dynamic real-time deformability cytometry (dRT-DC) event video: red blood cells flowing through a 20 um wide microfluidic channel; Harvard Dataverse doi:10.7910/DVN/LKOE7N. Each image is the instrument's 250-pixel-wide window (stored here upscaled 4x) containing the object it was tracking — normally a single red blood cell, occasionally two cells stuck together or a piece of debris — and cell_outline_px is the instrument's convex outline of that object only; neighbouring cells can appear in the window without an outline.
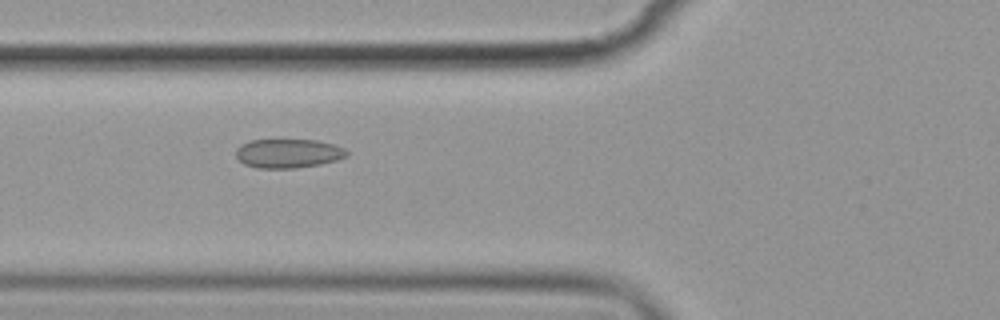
{"species": "common noctule bat (a hibernating species)", "species_latin": "Nyctalus noctula", "temperature_condition": "cold", "stored_images_in_passage": 9, "camera_frame_rate_fps": 3000, "um_per_image_px": 0.085, "animal": {"sex": "female", "body_mass_g": 19.9}, "frame": {"image": 1, "passage_image": 7, "time_ms": 7.0, "image_size_px": [1000, 320], "cell_outline_px": [[348, 156], [336, 160], [320, 164], [296, 168], [256, 168], [244, 164], [236, 156], [236, 148], [240, 144], [248, 140], [316, 140], [332, 144], [344, 148], [348, 152]], "centroid_in_image_um": [24.47, 13.04], "position_along_channel_um": 101.3, "area_um2": 18.79}}
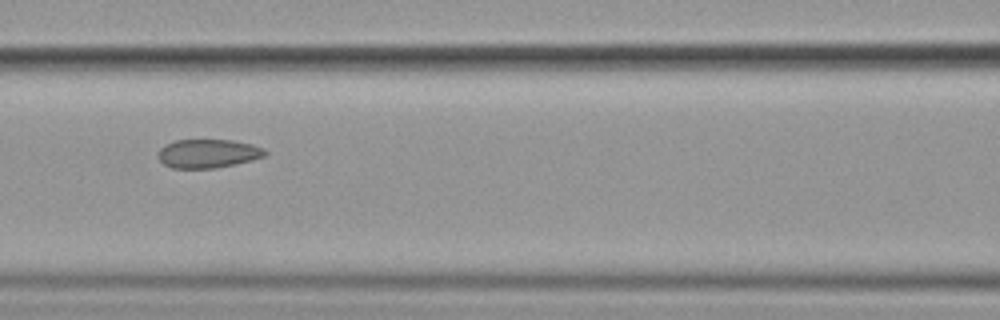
{"frame": {"image": 2, "passage_image": 8, "time_ms": 8.333, "image_size_px": [1000, 320], "cell_outline_px": [[268, 152], [264, 156], [252, 160], [216, 168], [172, 168], [164, 164], [156, 156], [156, 152], [164, 144], [176, 140], [232, 140], [252, 144], [264, 148]], "centroid_in_image_um": [17.65, 13.04], "position_along_channel_um": 149.0, "area_um2": 18.03}}
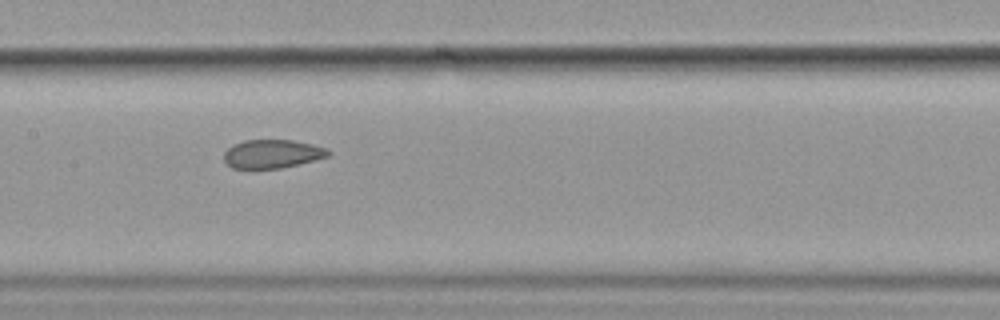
{"frame": {"image": 3, "passage_image": 9, "time_ms": 9.333, "image_size_px": [1000, 320], "cell_outline_px": [[332, 152], [328, 156], [280, 168], [232, 168], [224, 160], [224, 152], [232, 144], [244, 140], [292, 140], [312, 144], [328, 148]], "centroid_in_image_um": [23.13, 13.06], "position_along_channel_um": 184.3, "area_um2": 17.22}}